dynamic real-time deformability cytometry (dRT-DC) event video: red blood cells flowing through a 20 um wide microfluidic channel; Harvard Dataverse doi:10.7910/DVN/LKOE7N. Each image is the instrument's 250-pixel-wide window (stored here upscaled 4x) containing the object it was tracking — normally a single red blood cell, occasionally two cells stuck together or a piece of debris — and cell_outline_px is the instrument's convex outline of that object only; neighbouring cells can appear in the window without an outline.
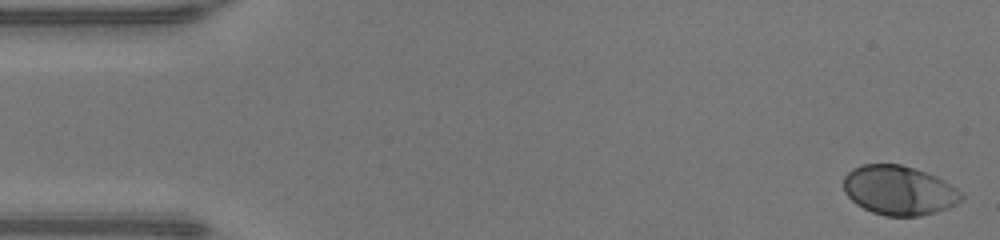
{"species": "human", "species_latin": "Homo sapiens", "temperature_condition": "warm", "stored_images_in_passage": 48, "camera_frame_rate_fps": 3000, "um_per_image_px": 0.085, "donor": {"sex": "male"}, "frame": {"image": 1, "passage_image": 1, "time_ms": 0.0, "image_size_px": [1000, 240], "cell_outline_px": [[964, 196], [956, 204], [948, 208], [936, 212], [920, 216], [884, 216], [872, 212], [856, 204], [844, 192], [844, 176], [852, 168], [864, 164], [900, 164], [936, 176], [944, 180], [956, 188]], "centroid_in_image_um": [76.4, 16.19], "position_along_channel_um": 8.6, "area_um2": 33.81}}
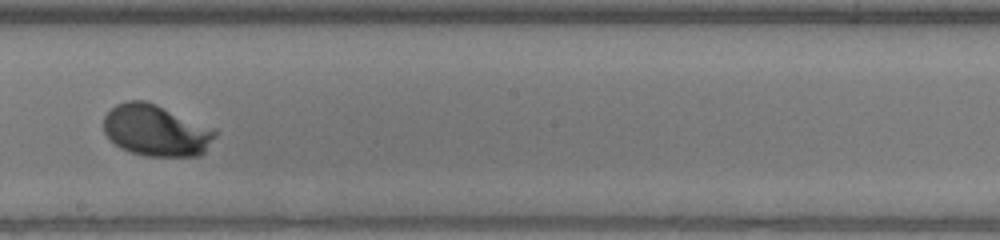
{"frame": {"image": 2, "passage_image": 27, "time_ms": 8.667, "image_size_px": [1000, 240], "cell_outline_px": [[220, 132], [204, 152], [200, 156], [148, 156], [132, 152], [120, 148], [104, 132], [104, 116], [116, 104], [128, 100], [144, 100], [156, 104], [216, 128]], "centroid_in_image_um": [13.32, 11.08], "position_along_channel_um": 234.9, "area_um2": 33.64}}
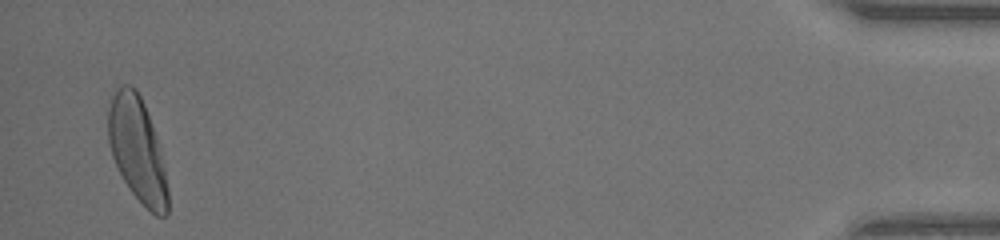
{"frame": {"image": 3, "passage_image": 47, "time_ms": 15.333, "image_size_px": [1000, 240], "cell_outline_px": [[168, 216], [156, 216], [128, 188], [112, 156], [108, 140], [108, 108], [112, 96], [116, 88], [120, 84], [128, 84], [136, 88], [144, 104], [160, 144], [168, 188]], "centroid_in_image_um": [11.68, 12.69], "position_along_channel_um": 423.5, "area_um2": 36.36}, "authors_computed_cell_mechanics": {"area_um2": 33.1483, "velocity_mm_per_s": 4.2381, "shape_relaxation_time_tau1_ms": 1.5822, "shape_relaxation_time_tau2_ms": null, "deformation_change_tau1": 0.1296, "deformation_change_tau2": null}}